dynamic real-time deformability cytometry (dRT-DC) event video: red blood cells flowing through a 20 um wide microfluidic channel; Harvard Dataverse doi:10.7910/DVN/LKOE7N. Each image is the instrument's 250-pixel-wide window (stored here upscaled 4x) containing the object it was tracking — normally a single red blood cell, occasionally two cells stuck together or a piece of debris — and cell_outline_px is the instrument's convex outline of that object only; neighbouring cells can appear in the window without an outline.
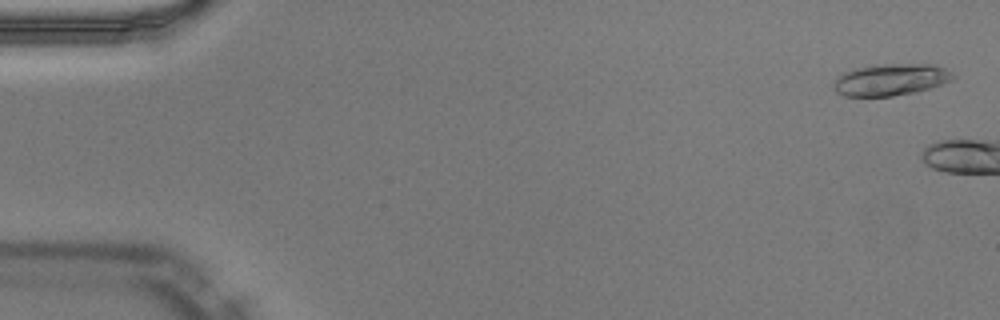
{"species": "Egyptian fruit bat (a non-hibernating species)", "species_latin": "Rousettus aegyptiacus", "temperature_condition": "warm", "stored_images_in_passage": 4, "camera_frame_rate_fps": 3000, "um_per_image_px": 0.085, "animal": {"sex": "male"}, "frame": {"image": 1, "passage_image": 2, "time_ms": 0.333, "image_size_px": [1000, 320], "cell_outline_px": [[956, 76], [952, 80], [916, 92], [892, 96], [844, 96], [836, 92], [832, 84], [844, 72], [856, 68], [876, 64], [936, 64], [944, 68]], "centroid_in_image_um": [75.71, 6.77], "position_along_channel_um": 9.3, "area_um2": 22.02}}